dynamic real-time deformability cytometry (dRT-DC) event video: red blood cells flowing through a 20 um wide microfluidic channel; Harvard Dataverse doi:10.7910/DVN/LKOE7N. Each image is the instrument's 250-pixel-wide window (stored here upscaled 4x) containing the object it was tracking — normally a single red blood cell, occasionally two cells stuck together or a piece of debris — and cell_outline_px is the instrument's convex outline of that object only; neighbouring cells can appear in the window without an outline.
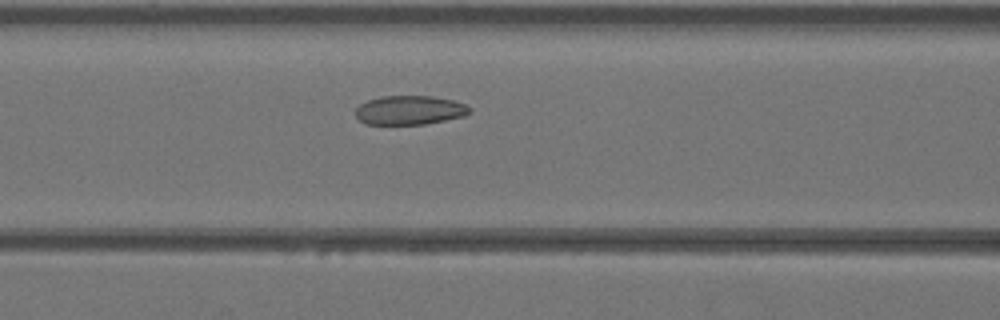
{"species": "Egyptian fruit bat (a non-hibernating species)", "species_latin": "Rousettus aegyptiacus", "temperature_condition": "warm", "stored_images_in_passage": 35, "camera_frame_rate_fps": 3000, "um_per_image_px": 0.085, "animal": {"sex": "female"}, "frame": {"image": 1, "passage_image": 10, "time_ms": 3.0, "image_size_px": [1000, 320], "cell_outline_px": [[472, 112], [464, 116], [424, 124], [364, 124], [356, 116], [356, 108], [360, 104], [368, 100], [380, 96], [432, 96], [452, 100], [464, 104], [472, 108]], "centroid_in_image_um": [34.82, 9.36], "position_along_channel_um": 131.8, "area_um2": 19.31}}
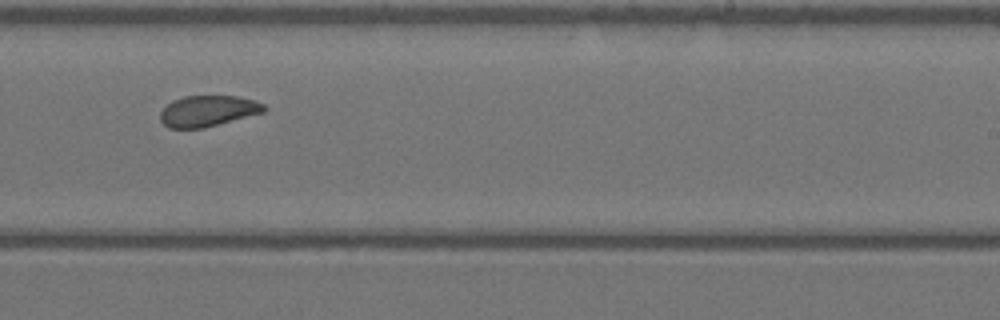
{"frame": {"image": 2, "passage_image": 19, "time_ms": 6.0, "image_size_px": [1000, 320], "cell_outline_px": [[268, 108], [264, 112], [204, 128], [168, 128], [160, 120], [160, 112], [172, 100], [184, 96], [236, 96], [252, 100], [264, 104]], "centroid_in_image_um": [17.66, 9.43], "position_along_channel_um": 271.3, "area_um2": 18.67}}
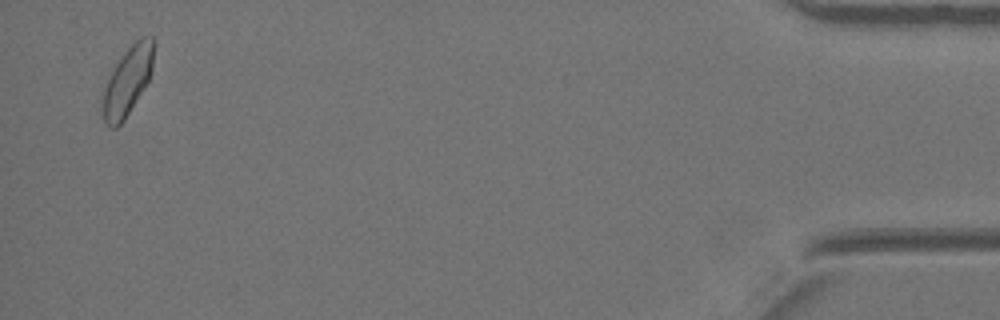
{"frame": {"image": 3, "passage_image": 34, "time_ms": 11.0, "image_size_px": [1000, 320], "cell_outline_px": [[156, 44], [152, 72], [144, 88], [124, 120], [116, 128], [108, 128], [104, 124], [104, 88], [108, 76], [124, 52], [140, 36], [152, 36]], "centroid_in_image_um": [10.89, 6.84], "position_along_channel_um": 424.3, "area_um2": 20.4}}